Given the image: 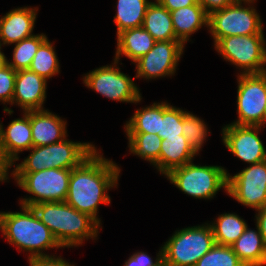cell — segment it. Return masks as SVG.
Segmentation results:
<instances>
[{
  "label": "cell",
  "mask_w": 266,
  "mask_h": 266,
  "mask_svg": "<svg viewBox=\"0 0 266 266\" xmlns=\"http://www.w3.org/2000/svg\"><path fill=\"white\" fill-rule=\"evenodd\" d=\"M37 11L36 8L21 7L2 16L0 18V45L16 44L33 36Z\"/></svg>",
  "instance_id": "cell-17"
},
{
  "label": "cell",
  "mask_w": 266,
  "mask_h": 266,
  "mask_svg": "<svg viewBox=\"0 0 266 266\" xmlns=\"http://www.w3.org/2000/svg\"><path fill=\"white\" fill-rule=\"evenodd\" d=\"M262 126L226 125L222 130L223 143L236 157L250 164L266 160V150L258 137Z\"/></svg>",
  "instance_id": "cell-14"
},
{
  "label": "cell",
  "mask_w": 266,
  "mask_h": 266,
  "mask_svg": "<svg viewBox=\"0 0 266 266\" xmlns=\"http://www.w3.org/2000/svg\"><path fill=\"white\" fill-rule=\"evenodd\" d=\"M227 193L239 203L261 209L266 205V160L251 164L233 177L228 175Z\"/></svg>",
  "instance_id": "cell-12"
},
{
  "label": "cell",
  "mask_w": 266,
  "mask_h": 266,
  "mask_svg": "<svg viewBox=\"0 0 266 266\" xmlns=\"http://www.w3.org/2000/svg\"><path fill=\"white\" fill-rule=\"evenodd\" d=\"M242 1L248 4L254 2V0H236L233 4L209 15L208 27L214 44L226 36L263 34L261 18L255 8L243 7Z\"/></svg>",
  "instance_id": "cell-8"
},
{
  "label": "cell",
  "mask_w": 266,
  "mask_h": 266,
  "mask_svg": "<svg viewBox=\"0 0 266 266\" xmlns=\"http://www.w3.org/2000/svg\"><path fill=\"white\" fill-rule=\"evenodd\" d=\"M31 207L61 247L78 246L85 239L97 237L100 225L66 202H42Z\"/></svg>",
  "instance_id": "cell-2"
},
{
  "label": "cell",
  "mask_w": 266,
  "mask_h": 266,
  "mask_svg": "<svg viewBox=\"0 0 266 266\" xmlns=\"http://www.w3.org/2000/svg\"><path fill=\"white\" fill-rule=\"evenodd\" d=\"M33 146H45L66 138V122L48 110L30 111Z\"/></svg>",
  "instance_id": "cell-18"
},
{
  "label": "cell",
  "mask_w": 266,
  "mask_h": 266,
  "mask_svg": "<svg viewBox=\"0 0 266 266\" xmlns=\"http://www.w3.org/2000/svg\"><path fill=\"white\" fill-rule=\"evenodd\" d=\"M30 155L16 165L12 172H37L44 169H67L78 167L96 147L90 143L72 142L66 138L58 143L33 146Z\"/></svg>",
  "instance_id": "cell-4"
},
{
  "label": "cell",
  "mask_w": 266,
  "mask_h": 266,
  "mask_svg": "<svg viewBox=\"0 0 266 266\" xmlns=\"http://www.w3.org/2000/svg\"><path fill=\"white\" fill-rule=\"evenodd\" d=\"M21 208L23 212H0V230L8 242L29 251V258L49 256L42 250L61 248L33 208L23 205Z\"/></svg>",
  "instance_id": "cell-3"
},
{
  "label": "cell",
  "mask_w": 266,
  "mask_h": 266,
  "mask_svg": "<svg viewBox=\"0 0 266 266\" xmlns=\"http://www.w3.org/2000/svg\"><path fill=\"white\" fill-rule=\"evenodd\" d=\"M215 222L210 226L215 243L222 246H231L248 226L242 218L234 213L221 214Z\"/></svg>",
  "instance_id": "cell-26"
},
{
  "label": "cell",
  "mask_w": 266,
  "mask_h": 266,
  "mask_svg": "<svg viewBox=\"0 0 266 266\" xmlns=\"http://www.w3.org/2000/svg\"><path fill=\"white\" fill-rule=\"evenodd\" d=\"M204 8L205 12L210 15L216 10L223 9L228 5L233 4L236 0H197Z\"/></svg>",
  "instance_id": "cell-36"
},
{
  "label": "cell",
  "mask_w": 266,
  "mask_h": 266,
  "mask_svg": "<svg viewBox=\"0 0 266 266\" xmlns=\"http://www.w3.org/2000/svg\"><path fill=\"white\" fill-rule=\"evenodd\" d=\"M23 116L13 120L6 130L0 123V154L9 167L19 159V152L33 147L30 111L24 112Z\"/></svg>",
  "instance_id": "cell-15"
},
{
  "label": "cell",
  "mask_w": 266,
  "mask_h": 266,
  "mask_svg": "<svg viewBox=\"0 0 266 266\" xmlns=\"http://www.w3.org/2000/svg\"><path fill=\"white\" fill-rule=\"evenodd\" d=\"M184 44L179 40L156 41L155 45L136 62V77L153 79L171 76L183 53Z\"/></svg>",
  "instance_id": "cell-13"
},
{
  "label": "cell",
  "mask_w": 266,
  "mask_h": 266,
  "mask_svg": "<svg viewBox=\"0 0 266 266\" xmlns=\"http://www.w3.org/2000/svg\"><path fill=\"white\" fill-rule=\"evenodd\" d=\"M30 266H74L69 264L63 258L55 256H42L28 258Z\"/></svg>",
  "instance_id": "cell-35"
},
{
  "label": "cell",
  "mask_w": 266,
  "mask_h": 266,
  "mask_svg": "<svg viewBox=\"0 0 266 266\" xmlns=\"http://www.w3.org/2000/svg\"><path fill=\"white\" fill-rule=\"evenodd\" d=\"M258 214L256 213V225L261 232L264 243L266 244V205L261 209H258Z\"/></svg>",
  "instance_id": "cell-38"
},
{
  "label": "cell",
  "mask_w": 266,
  "mask_h": 266,
  "mask_svg": "<svg viewBox=\"0 0 266 266\" xmlns=\"http://www.w3.org/2000/svg\"><path fill=\"white\" fill-rule=\"evenodd\" d=\"M228 175L223 167L199 166L191 161L172 169L166 177L185 194L196 199H210L221 188L227 192Z\"/></svg>",
  "instance_id": "cell-6"
},
{
  "label": "cell",
  "mask_w": 266,
  "mask_h": 266,
  "mask_svg": "<svg viewBox=\"0 0 266 266\" xmlns=\"http://www.w3.org/2000/svg\"><path fill=\"white\" fill-rule=\"evenodd\" d=\"M131 153L152 163L159 170L162 138L153 133H126Z\"/></svg>",
  "instance_id": "cell-27"
},
{
  "label": "cell",
  "mask_w": 266,
  "mask_h": 266,
  "mask_svg": "<svg viewBox=\"0 0 266 266\" xmlns=\"http://www.w3.org/2000/svg\"><path fill=\"white\" fill-rule=\"evenodd\" d=\"M8 164L3 160L0 154V181H5L8 179Z\"/></svg>",
  "instance_id": "cell-39"
},
{
  "label": "cell",
  "mask_w": 266,
  "mask_h": 266,
  "mask_svg": "<svg viewBox=\"0 0 266 266\" xmlns=\"http://www.w3.org/2000/svg\"><path fill=\"white\" fill-rule=\"evenodd\" d=\"M5 61V55L0 54V65Z\"/></svg>",
  "instance_id": "cell-40"
},
{
  "label": "cell",
  "mask_w": 266,
  "mask_h": 266,
  "mask_svg": "<svg viewBox=\"0 0 266 266\" xmlns=\"http://www.w3.org/2000/svg\"><path fill=\"white\" fill-rule=\"evenodd\" d=\"M150 3L148 0H118L117 15L114 18L117 34L126 29L142 27Z\"/></svg>",
  "instance_id": "cell-25"
},
{
  "label": "cell",
  "mask_w": 266,
  "mask_h": 266,
  "mask_svg": "<svg viewBox=\"0 0 266 266\" xmlns=\"http://www.w3.org/2000/svg\"><path fill=\"white\" fill-rule=\"evenodd\" d=\"M169 11H175L182 7L195 5L197 0H158Z\"/></svg>",
  "instance_id": "cell-37"
},
{
  "label": "cell",
  "mask_w": 266,
  "mask_h": 266,
  "mask_svg": "<svg viewBox=\"0 0 266 266\" xmlns=\"http://www.w3.org/2000/svg\"><path fill=\"white\" fill-rule=\"evenodd\" d=\"M195 266H245V264L234 253L231 246L215 244L196 262Z\"/></svg>",
  "instance_id": "cell-31"
},
{
  "label": "cell",
  "mask_w": 266,
  "mask_h": 266,
  "mask_svg": "<svg viewBox=\"0 0 266 266\" xmlns=\"http://www.w3.org/2000/svg\"><path fill=\"white\" fill-rule=\"evenodd\" d=\"M176 38L183 44L189 36L198 31L203 25L208 28L209 15L197 2L195 5L170 11Z\"/></svg>",
  "instance_id": "cell-21"
},
{
  "label": "cell",
  "mask_w": 266,
  "mask_h": 266,
  "mask_svg": "<svg viewBox=\"0 0 266 266\" xmlns=\"http://www.w3.org/2000/svg\"><path fill=\"white\" fill-rule=\"evenodd\" d=\"M256 230L246 227L243 234L231 245L234 253L245 266H263L266 257V244L256 225Z\"/></svg>",
  "instance_id": "cell-22"
},
{
  "label": "cell",
  "mask_w": 266,
  "mask_h": 266,
  "mask_svg": "<svg viewBox=\"0 0 266 266\" xmlns=\"http://www.w3.org/2000/svg\"><path fill=\"white\" fill-rule=\"evenodd\" d=\"M29 70L46 80L59 72V62L53 44L46 39L38 48Z\"/></svg>",
  "instance_id": "cell-29"
},
{
  "label": "cell",
  "mask_w": 266,
  "mask_h": 266,
  "mask_svg": "<svg viewBox=\"0 0 266 266\" xmlns=\"http://www.w3.org/2000/svg\"><path fill=\"white\" fill-rule=\"evenodd\" d=\"M71 170L44 169L37 172H12L17 184L35 197L20 200L31 207L42 202H65L69 189Z\"/></svg>",
  "instance_id": "cell-7"
},
{
  "label": "cell",
  "mask_w": 266,
  "mask_h": 266,
  "mask_svg": "<svg viewBox=\"0 0 266 266\" xmlns=\"http://www.w3.org/2000/svg\"><path fill=\"white\" fill-rule=\"evenodd\" d=\"M47 80L29 69L18 70L15 78L12 104L16 103L24 112L43 110Z\"/></svg>",
  "instance_id": "cell-16"
},
{
  "label": "cell",
  "mask_w": 266,
  "mask_h": 266,
  "mask_svg": "<svg viewBox=\"0 0 266 266\" xmlns=\"http://www.w3.org/2000/svg\"><path fill=\"white\" fill-rule=\"evenodd\" d=\"M161 119H163V102L153 103L151 106L138 109L124 128L126 133H153L158 135Z\"/></svg>",
  "instance_id": "cell-24"
},
{
  "label": "cell",
  "mask_w": 266,
  "mask_h": 266,
  "mask_svg": "<svg viewBox=\"0 0 266 266\" xmlns=\"http://www.w3.org/2000/svg\"><path fill=\"white\" fill-rule=\"evenodd\" d=\"M183 136L192 149L198 153L207 137V127L204 121L192 113L186 112L183 119Z\"/></svg>",
  "instance_id": "cell-32"
},
{
  "label": "cell",
  "mask_w": 266,
  "mask_h": 266,
  "mask_svg": "<svg viewBox=\"0 0 266 266\" xmlns=\"http://www.w3.org/2000/svg\"><path fill=\"white\" fill-rule=\"evenodd\" d=\"M17 71L5 61L0 65V101L11 103L14 94V85Z\"/></svg>",
  "instance_id": "cell-33"
},
{
  "label": "cell",
  "mask_w": 266,
  "mask_h": 266,
  "mask_svg": "<svg viewBox=\"0 0 266 266\" xmlns=\"http://www.w3.org/2000/svg\"><path fill=\"white\" fill-rule=\"evenodd\" d=\"M142 27L156 41L178 40L175 36L171 13L158 0L148 5Z\"/></svg>",
  "instance_id": "cell-23"
},
{
  "label": "cell",
  "mask_w": 266,
  "mask_h": 266,
  "mask_svg": "<svg viewBox=\"0 0 266 266\" xmlns=\"http://www.w3.org/2000/svg\"><path fill=\"white\" fill-rule=\"evenodd\" d=\"M206 225L176 231L162 247L163 266H195L216 244L210 224Z\"/></svg>",
  "instance_id": "cell-5"
},
{
  "label": "cell",
  "mask_w": 266,
  "mask_h": 266,
  "mask_svg": "<svg viewBox=\"0 0 266 266\" xmlns=\"http://www.w3.org/2000/svg\"><path fill=\"white\" fill-rule=\"evenodd\" d=\"M186 111L163 102V119H161L158 136L162 139L179 137L183 134V119Z\"/></svg>",
  "instance_id": "cell-30"
},
{
  "label": "cell",
  "mask_w": 266,
  "mask_h": 266,
  "mask_svg": "<svg viewBox=\"0 0 266 266\" xmlns=\"http://www.w3.org/2000/svg\"><path fill=\"white\" fill-rule=\"evenodd\" d=\"M263 34L234 35L221 38L215 49L226 61L243 69L244 74L266 72V43Z\"/></svg>",
  "instance_id": "cell-9"
},
{
  "label": "cell",
  "mask_w": 266,
  "mask_h": 266,
  "mask_svg": "<svg viewBox=\"0 0 266 266\" xmlns=\"http://www.w3.org/2000/svg\"><path fill=\"white\" fill-rule=\"evenodd\" d=\"M156 40L143 27L130 28L117 34V49L115 60L119 61L125 55L133 62L144 56L153 48Z\"/></svg>",
  "instance_id": "cell-19"
},
{
  "label": "cell",
  "mask_w": 266,
  "mask_h": 266,
  "mask_svg": "<svg viewBox=\"0 0 266 266\" xmlns=\"http://www.w3.org/2000/svg\"><path fill=\"white\" fill-rule=\"evenodd\" d=\"M235 125L264 126L266 123V72L238 76Z\"/></svg>",
  "instance_id": "cell-10"
},
{
  "label": "cell",
  "mask_w": 266,
  "mask_h": 266,
  "mask_svg": "<svg viewBox=\"0 0 266 266\" xmlns=\"http://www.w3.org/2000/svg\"><path fill=\"white\" fill-rule=\"evenodd\" d=\"M196 154L183 135L163 139L159 155V172L167 175L172 169L191 162Z\"/></svg>",
  "instance_id": "cell-20"
},
{
  "label": "cell",
  "mask_w": 266,
  "mask_h": 266,
  "mask_svg": "<svg viewBox=\"0 0 266 266\" xmlns=\"http://www.w3.org/2000/svg\"><path fill=\"white\" fill-rule=\"evenodd\" d=\"M120 168L95 150L78 167L71 170L65 202L92 217L99 225L98 205L111 201L106 191L117 186Z\"/></svg>",
  "instance_id": "cell-1"
},
{
  "label": "cell",
  "mask_w": 266,
  "mask_h": 266,
  "mask_svg": "<svg viewBox=\"0 0 266 266\" xmlns=\"http://www.w3.org/2000/svg\"><path fill=\"white\" fill-rule=\"evenodd\" d=\"M155 262L144 252H137L125 262L124 266H163V249H160Z\"/></svg>",
  "instance_id": "cell-34"
},
{
  "label": "cell",
  "mask_w": 266,
  "mask_h": 266,
  "mask_svg": "<svg viewBox=\"0 0 266 266\" xmlns=\"http://www.w3.org/2000/svg\"><path fill=\"white\" fill-rule=\"evenodd\" d=\"M47 39L44 34L33 35L16 43L13 50V62H5L14 70L29 69L31 62L39 48V46Z\"/></svg>",
  "instance_id": "cell-28"
},
{
  "label": "cell",
  "mask_w": 266,
  "mask_h": 266,
  "mask_svg": "<svg viewBox=\"0 0 266 266\" xmlns=\"http://www.w3.org/2000/svg\"><path fill=\"white\" fill-rule=\"evenodd\" d=\"M118 61L114 59V65L102 66L83 77V83L99 94L120 102L138 103L141 101V93L128 75L122 73L116 67Z\"/></svg>",
  "instance_id": "cell-11"
}]
</instances>
